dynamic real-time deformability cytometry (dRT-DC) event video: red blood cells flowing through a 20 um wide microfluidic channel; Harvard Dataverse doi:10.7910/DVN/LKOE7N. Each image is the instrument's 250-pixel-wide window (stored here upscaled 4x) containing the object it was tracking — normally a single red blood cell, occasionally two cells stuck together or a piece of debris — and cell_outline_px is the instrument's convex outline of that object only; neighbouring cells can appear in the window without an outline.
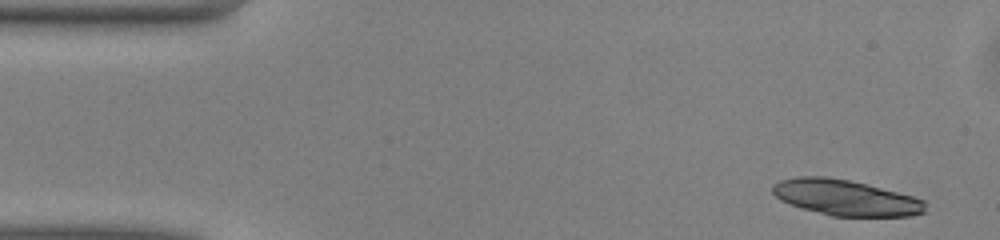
{"species": "common noctule bat (a hibernating species)", "species_latin": "Nyctalus noctula", "temperature_condition": "warm", "stored_images_in_passage": 44, "camera_frame_rate_fps": 3000, "um_per_image_px": 0.085, "animal": {"sex": "male", "body_mass_g": 13.0, "forearm_length_mm": 53.1}, "frame": {"image": 1, "passage_image": 1, "time_ms": 0.0, "image_size_px": [1000, 240], "cell_outline_px": [[928, 212], [912, 216], [832, 216], [804, 208], [780, 200], [772, 192], [772, 184], [780, 180], [800, 176], [824, 176], [848, 180], [868, 184], [912, 196], [924, 200]], "centroid_in_image_um": [71.91, 16.8], "position_along_channel_um": 13.1, "area_um2": 31.73}, "authors_computed_cell_mechanics": {"area_um2": 19.7098, "velocity_mm_per_s": 4.07, "shape_relaxation_time_tau1_ms": 4.1734, "shape_relaxation_time_tau2_ms": 5.3605, "deformation_change_tau1": 0.1621, "deformation_change_tau2": 0.1214}}